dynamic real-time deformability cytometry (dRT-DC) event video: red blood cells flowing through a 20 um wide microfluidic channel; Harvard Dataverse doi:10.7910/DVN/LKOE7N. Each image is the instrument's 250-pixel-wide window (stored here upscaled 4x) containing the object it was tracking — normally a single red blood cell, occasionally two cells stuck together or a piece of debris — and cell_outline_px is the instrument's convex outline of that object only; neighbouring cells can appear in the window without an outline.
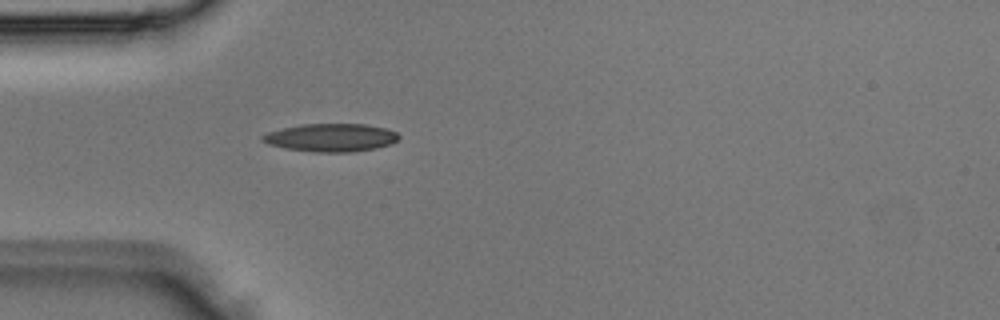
{"species": "Egyptian fruit bat (a non-hibernating species)", "species_latin": "Rousettus aegyptiacus", "temperature_condition": "room temperature", "stored_images_in_passage": 1, "camera_frame_rate_fps": 3000, "um_per_image_px": 0.085, "animal": {"sex": "male"}, "frame": {"image": 1, "passage_image": 1, "time_ms": 0.0, "image_size_px": [1000, 320], "cell_outline_px": [[400, 136], [392, 144], [376, 148], [352, 152], [316, 152], [284, 148], [268, 144], [260, 140], [260, 136], [268, 132], [300, 124], [364, 124], [384, 128], [396, 132]], "centroid_in_image_um": [28.11, 11.7], "position_along_channel_um": 56.9, "area_um2": 22.25}}